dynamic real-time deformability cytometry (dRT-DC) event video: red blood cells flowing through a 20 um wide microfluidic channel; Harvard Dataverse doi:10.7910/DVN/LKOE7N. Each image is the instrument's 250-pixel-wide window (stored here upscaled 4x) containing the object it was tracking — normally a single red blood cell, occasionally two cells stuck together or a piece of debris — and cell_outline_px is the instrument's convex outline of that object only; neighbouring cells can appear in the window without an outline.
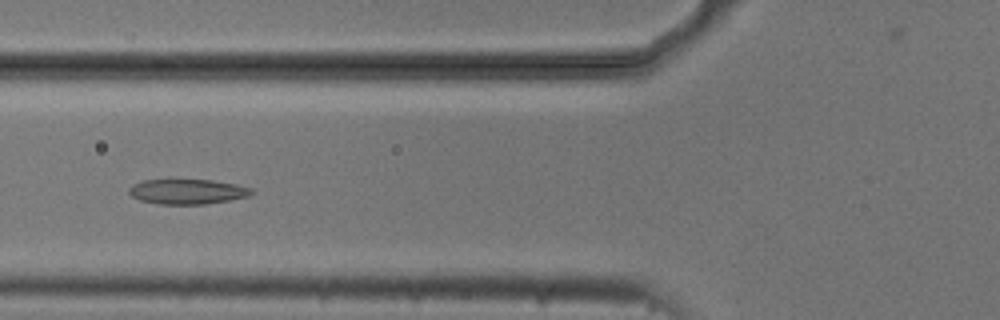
{"species": "common noctule bat (a hibernating species)", "species_latin": "Nyctalus noctula", "temperature_condition": "cold", "stored_images_in_passage": 6, "camera_frame_rate_fps": 3000, "um_per_image_px": 0.085, "animal": {"sex": "male", "body_mass_g": 20.5, "forearm_length_mm": 52.5}, "frame": {"image": 1, "passage_image": 4, "time_ms": 1.0, "image_size_px": [1000, 320], "cell_outline_px": [[256, 192], [248, 196], [228, 200], [204, 204], [160, 204], [140, 200], [132, 196], [128, 192], [128, 188], [132, 184], [144, 180], [168, 176], [212, 180], [236, 184], [252, 188]], "centroid_in_image_um": [15.87, 16.22], "position_along_channel_um": 109.9, "area_um2": 18.79}}
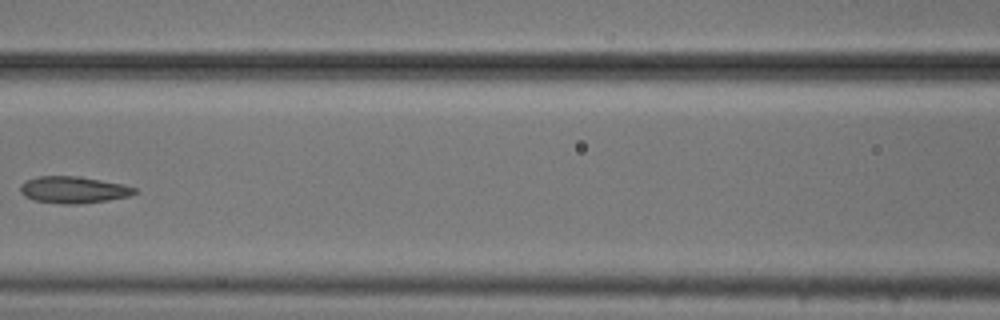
{"frame": {"image": 2, "passage_image": 5, "time_ms": 1.333, "image_size_px": [1000, 320], "cell_outline_px": [[140, 192], [128, 196], [108, 200], [80, 204], [60, 204], [36, 200], [24, 196], [20, 192], [20, 184], [24, 180], [36, 176], [76, 176], [124, 184], [136, 188]], "centroid_in_image_um": [6.23, 16.13], "position_along_channel_um": 160.4, "area_um2": 17.98}}
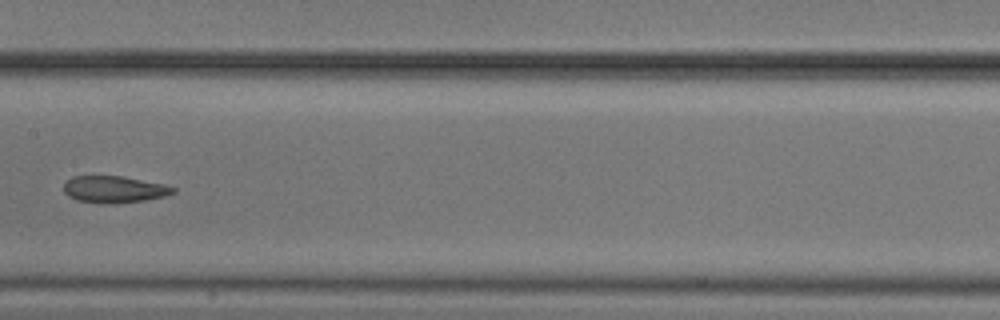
{"frame": {"image": 3, "passage_image": 6, "time_ms": 1.667, "image_size_px": [1000, 320], "cell_outline_px": [[176, 192], [164, 196], [144, 200], [112, 204], [100, 204], [76, 200], [68, 196], [64, 192], [64, 184], [72, 176], [120, 176], [164, 184], [176, 188]], "centroid_in_image_um": [9.68, 16.11], "position_along_channel_um": 197.7, "area_um2": 17.11}}